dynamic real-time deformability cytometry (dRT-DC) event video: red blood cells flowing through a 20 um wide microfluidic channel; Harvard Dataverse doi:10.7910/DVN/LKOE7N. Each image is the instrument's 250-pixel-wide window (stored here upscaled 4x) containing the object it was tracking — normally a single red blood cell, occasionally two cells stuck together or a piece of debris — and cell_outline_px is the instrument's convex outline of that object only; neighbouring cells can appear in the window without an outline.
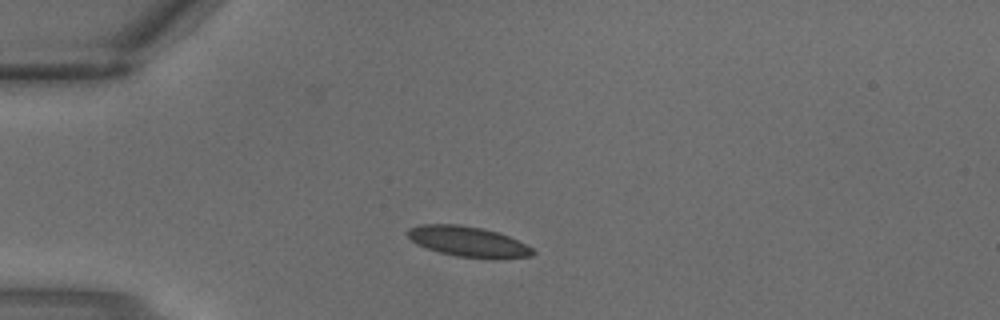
{"species": "common noctule bat (a hibernating species)", "species_latin": "Nyctalus noctula", "temperature_condition": "warm", "stored_images_in_passage": 1, "camera_frame_rate_fps": 3000, "um_per_image_px": 0.085, "animal": {"sex": "male", "body_mass_g": 18.8}, "frame": {"image": 1, "passage_image": 1, "time_ms": 0.0, "image_size_px": [1000, 320], "cell_outline_px": [[536, 252], [532, 256], [496, 260], [492, 260], [456, 256], [440, 252], [428, 248], [412, 240], [404, 232], [408, 228], [420, 224], [456, 224], [480, 228], [496, 232], [508, 236], [532, 248]], "centroid_in_image_um": [39.81, 20.55], "position_along_channel_um": 45.2, "area_um2": 22.2}}